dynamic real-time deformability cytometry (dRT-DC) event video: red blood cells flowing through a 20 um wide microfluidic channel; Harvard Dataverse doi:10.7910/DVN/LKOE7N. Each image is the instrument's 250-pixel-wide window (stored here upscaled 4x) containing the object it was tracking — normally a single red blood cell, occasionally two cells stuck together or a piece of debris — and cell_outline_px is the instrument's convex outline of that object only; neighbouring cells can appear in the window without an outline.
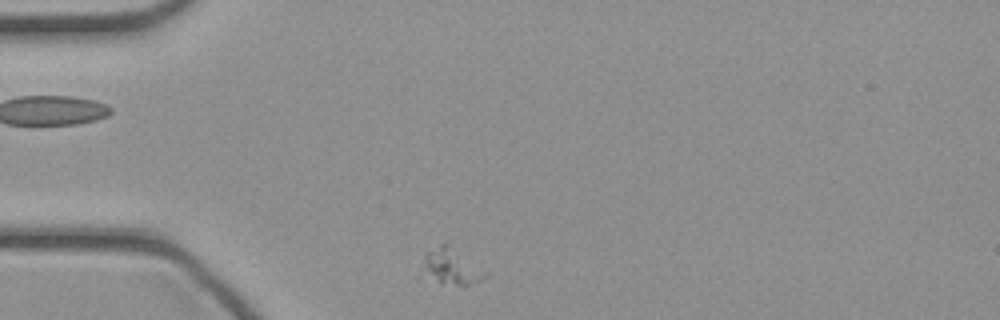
{"species": "common noctule bat (a hibernating species)", "species_latin": "Nyctalus noctula", "temperature_condition": "cold", "stored_images_in_passage": 29, "camera_frame_rate_fps": 3000, "um_per_image_px": 0.085, "animal": {"sex": "female", "body_mass_g": 21.9}, "frame": {"image": 1, "passage_image": 1, "time_ms": 0.0, "image_size_px": [1000, 320], "cell_outline_px": [[488, 276], [480, 280], [468, 284], [440, 284], [428, 268], [424, 260], [424, 252], [440, 244], [448, 244], [488, 272]], "centroid_in_image_um": [38.46, 22.62], "position_along_channel_um": 46.5, "area_um2": 12.2}}
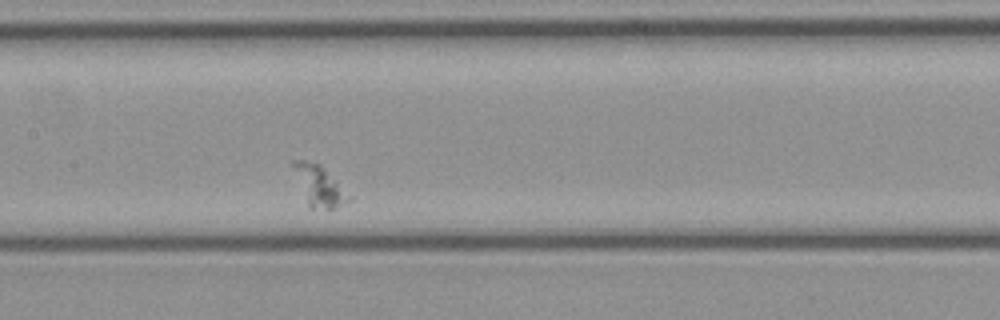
{"frame": {"image": 2, "passage_image": 13, "time_ms": 4.0, "image_size_px": [1000, 320], "cell_outline_px": [[352, 200], [332, 208], [308, 208], [292, 164], [292, 160], [304, 160], [320, 164], [352, 196]], "centroid_in_image_um": [27.15, 15.8], "position_along_channel_um": 180.3, "area_um2": 12.83}}
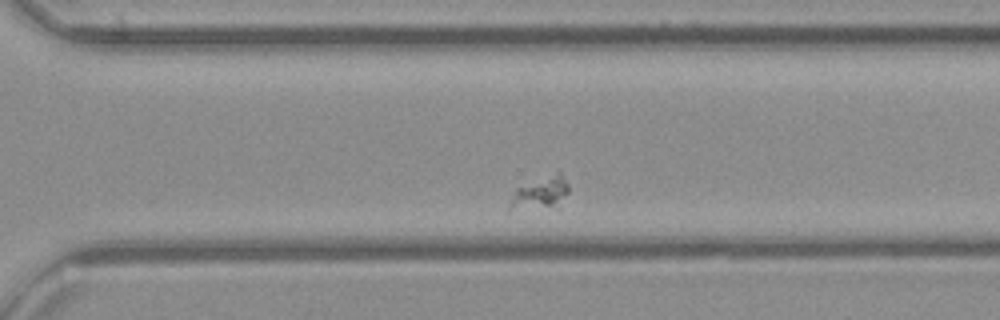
{"frame": {"image": 3, "passage_image": 24, "time_ms": 7.667, "image_size_px": [1000, 320], "cell_outline_px": [[568, 192], [560, 208], [508, 212], [508, 208], [516, 188], [556, 172], [560, 172], [568, 184]], "centroid_in_image_um": [45.93, 16.51], "position_along_channel_um": 324.7, "area_um2": 11.73}}